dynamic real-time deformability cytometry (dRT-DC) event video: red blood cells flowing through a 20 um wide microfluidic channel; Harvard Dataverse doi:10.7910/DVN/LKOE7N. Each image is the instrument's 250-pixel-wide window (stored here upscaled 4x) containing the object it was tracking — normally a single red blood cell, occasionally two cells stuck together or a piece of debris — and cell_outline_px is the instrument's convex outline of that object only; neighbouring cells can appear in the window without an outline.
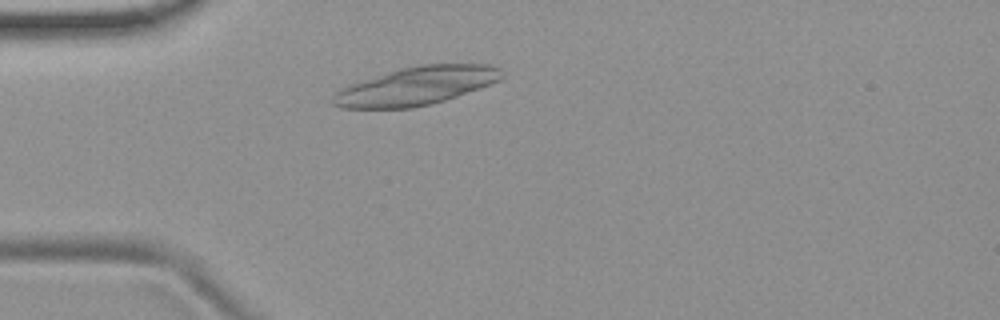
{"species": "common noctule bat (a hibernating species)", "species_latin": "Nyctalus noctula", "temperature_condition": "room temperature", "stored_images_in_passage": 45, "camera_frame_rate_fps": 3000, "um_per_image_px": 0.085, "animal": {"sex": "female", "body_mass_g": 19.9}, "frame": {"image": 1, "passage_image": 7, "time_ms": 2.0, "image_size_px": [1000, 320], "cell_outline_px": [[504, 76], [500, 80], [492, 84], [444, 100], [412, 108], [340, 108], [332, 104], [332, 96], [340, 88], [364, 80], [404, 68], [424, 64], [492, 64], [500, 68], [504, 72]], "centroid_in_image_um": [35.43, 7.31], "position_along_channel_um": 49.6, "area_um2": 37.17}}
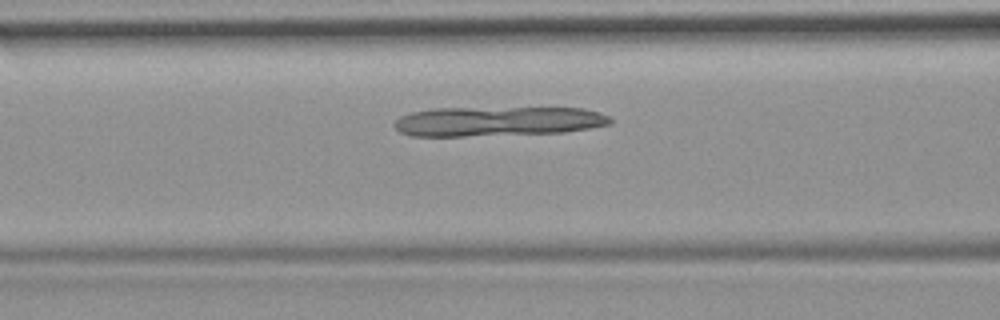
{"frame": {"image": 2, "passage_image": 14, "time_ms": 4.333, "image_size_px": [1000, 320], "cell_outline_px": [[612, 124], [564, 132], [464, 136], [412, 136], [400, 132], [392, 124], [400, 116], [412, 112], [432, 108], [584, 108], [600, 112], [608, 116], [612, 120]], "centroid_in_image_um": [42.29, 10.31], "position_along_channel_um": 124.3, "area_um2": 37.28}}
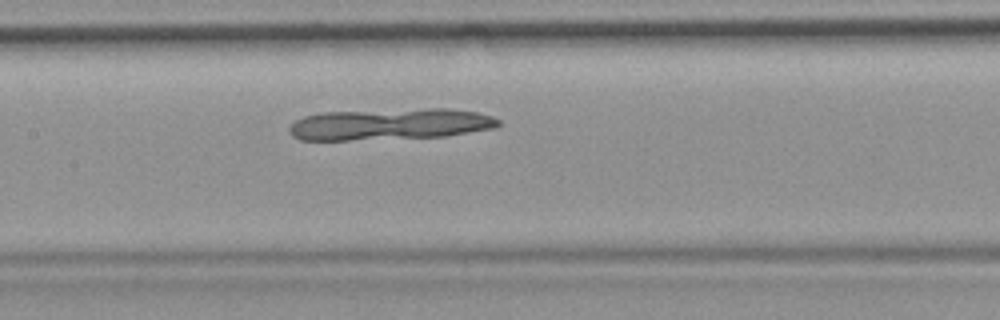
{"frame": {"image": 3, "passage_image": 18, "time_ms": 5.667, "image_size_px": [1000, 320], "cell_outline_px": [[500, 124], [496, 128], [444, 136], [348, 140], [300, 140], [292, 136], [288, 132], [288, 128], [296, 120], [304, 116], [324, 112], [428, 108], [448, 108], [476, 112], [492, 116], [500, 120]], "centroid_in_image_um": [33.14, 10.55], "position_along_channel_um": 174.3, "area_um2": 38.38}}